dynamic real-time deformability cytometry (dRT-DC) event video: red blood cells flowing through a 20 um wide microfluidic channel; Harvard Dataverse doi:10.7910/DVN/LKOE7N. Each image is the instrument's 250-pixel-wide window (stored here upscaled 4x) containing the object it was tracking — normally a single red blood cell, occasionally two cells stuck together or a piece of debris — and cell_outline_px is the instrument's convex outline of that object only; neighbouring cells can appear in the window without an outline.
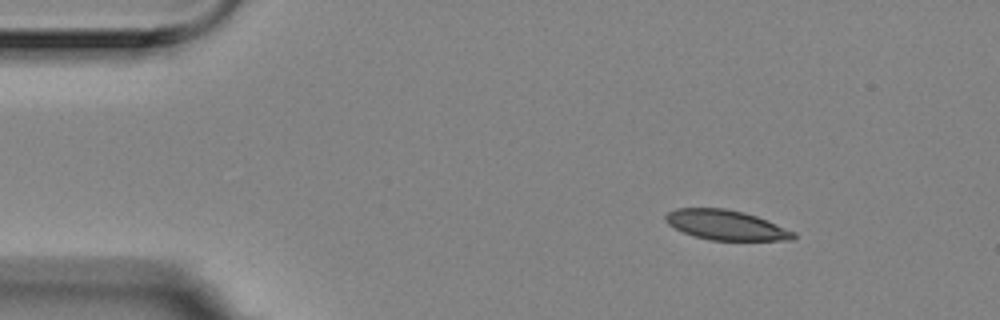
{"species": "Egyptian fruit bat (a non-hibernating species)", "species_latin": "Rousettus aegyptiacus", "temperature_condition": "room temperature", "stored_images_in_passage": 5, "camera_frame_rate_fps": 3000, "um_per_image_px": 0.085, "animal": {"sex": "female"}, "frame": {"image": 1, "passage_image": 2, "time_ms": 0.333, "image_size_px": [1000, 320], "cell_outline_px": [[796, 236], [792, 240], [712, 240], [696, 236], [684, 232], [668, 224], [664, 220], [664, 216], [668, 212], [676, 208], [724, 208], [744, 212], [756, 216], [796, 232]], "centroid_in_image_um": [61.71, 19.12], "position_along_channel_um": 23.3, "area_um2": 22.08}}